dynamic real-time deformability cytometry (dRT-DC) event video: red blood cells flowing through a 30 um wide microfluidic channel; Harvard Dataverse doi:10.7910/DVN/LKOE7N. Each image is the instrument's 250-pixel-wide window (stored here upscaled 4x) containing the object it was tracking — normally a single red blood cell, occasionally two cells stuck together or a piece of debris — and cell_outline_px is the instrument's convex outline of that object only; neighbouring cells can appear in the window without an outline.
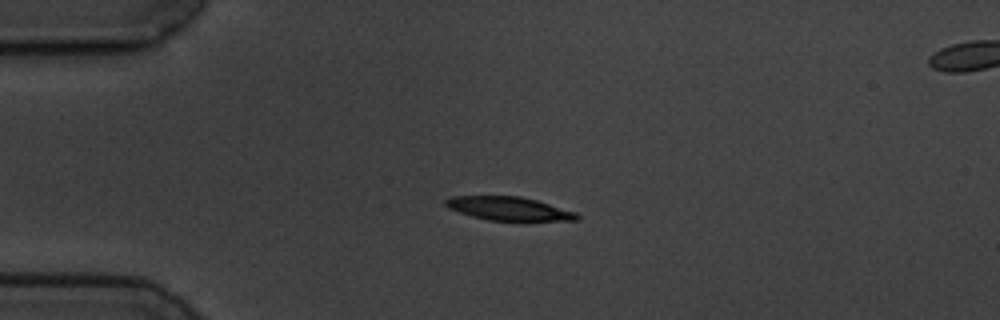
{"species": "common noctule bat (a hibernating species)", "species_latin": "Nyctalus noctula", "temperature_condition": "cold", "stored_images_in_passage": 5, "segment_of_instrument_passage": [1, 2], "camera_frame_rate_fps": 3000, "um_per_image_px": 0.085, "animal": {"sex": "male", "body_mass_g": 19.5, "forearm_length_mm": 54.6}, "frame": {"image": 1, "passage_image": 3, "time_ms": 2.333, "image_size_px": [1000, 320], "cell_outline_px": [[580, 220], [524, 224], [488, 220], [472, 216], [448, 208], [444, 204], [444, 200], [448, 196], [520, 196], [536, 200], [576, 212], [580, 216]], "centroid_in_image_um": [43.35, 17.79], "position_along_channel_um": 41.7, "area_um2": 19.19}}